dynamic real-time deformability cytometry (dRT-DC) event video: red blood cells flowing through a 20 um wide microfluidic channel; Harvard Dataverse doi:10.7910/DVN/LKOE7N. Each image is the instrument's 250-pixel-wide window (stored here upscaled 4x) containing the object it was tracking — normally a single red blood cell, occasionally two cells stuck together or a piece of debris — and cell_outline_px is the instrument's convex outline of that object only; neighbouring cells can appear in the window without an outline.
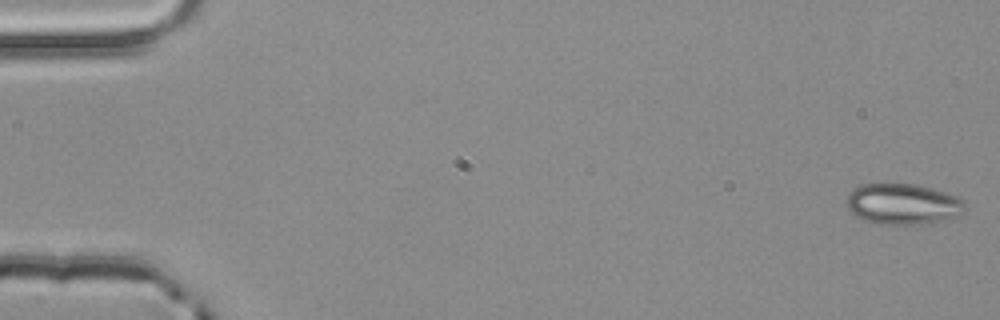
{"species": "common noctule bat (a hibernating species)", "species_latin": "Nyctalus noctula", "temperature_condition": "room temperature", "stored_images_in_passage": 53, "camera_frame_rate_fps": 3000, "um_per_image_px": 0.085, "animal": {"sex": "male", "body_mass_g": 20.4}, "frame": {"image": 1, "passage_image": 1, "time_ms": 0.0, "image_size_px": [1000, 320], "cell_outline_px": [[968, 208], [956, 216], [940, 220], [920, 224], [872, 224], [856, 216], [848, 208], [844, 200], [848, 192], [852, 188], [860, 184], [916, 184], [944, 192], [956, 196], [964, 200]], "centroid_in_image_um": [76.69, 17.33], "position_along_channel_um": 8.3, "area_um2": 28.38}}
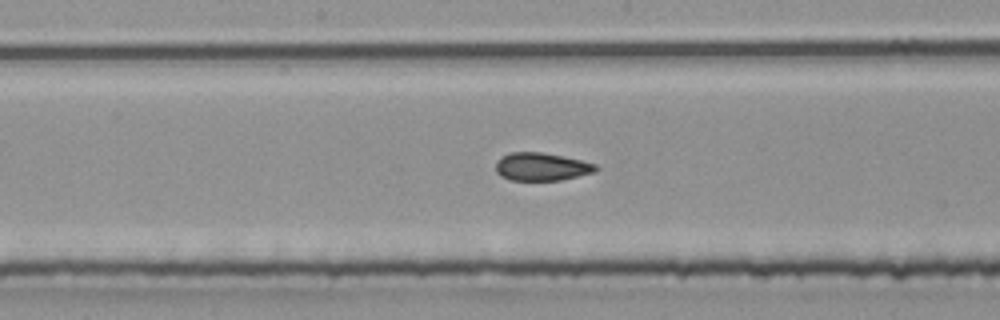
{"frame": {"image": 2, "passage_image": 28, "time_ms": 9.0, "image_size_px": [1000, 320], "cell_outline_px": [[600, 168], [596, 172], [560, 180], [512, 180], [500, 176], [496, 172], [496, 160], [508, 152], [540, 152], [580, 160], [596, 164]], "centroid_in_image_um": [46.02, 14.17], "position_along_channel_um": 202.2, "area_um2": 16.3}}
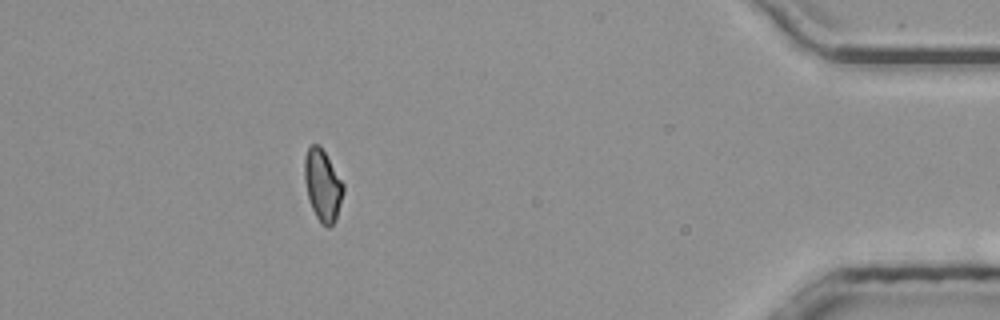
{"frame": {"image": 3, "passage_image": 48, "time_ms": 15.667, "image_size_px": [1000, 320], "cell_outline_px": [[344, 192], [336, 220], [328, 228], [320, 224], [308, 200], [304, 180], [304, 156], [308, 148], [312, 144], [320, 144], [344, 184]], "centroid_in_image_um": [27.42, 15.75], "position_along_channel_um": 407.8, "area_um2": 16.42}, "authors_computed_cell_mechanics": {"area_um2": 16.8198, "velocity_mm_per_s": 3.9225, "shape_relaxation_time_tau1_ms": null, "shape_relaxation_time_tau2_ms": 1.4827, "deformation_change_tau1": null, "deformation_change_tau2": 0.0544}}